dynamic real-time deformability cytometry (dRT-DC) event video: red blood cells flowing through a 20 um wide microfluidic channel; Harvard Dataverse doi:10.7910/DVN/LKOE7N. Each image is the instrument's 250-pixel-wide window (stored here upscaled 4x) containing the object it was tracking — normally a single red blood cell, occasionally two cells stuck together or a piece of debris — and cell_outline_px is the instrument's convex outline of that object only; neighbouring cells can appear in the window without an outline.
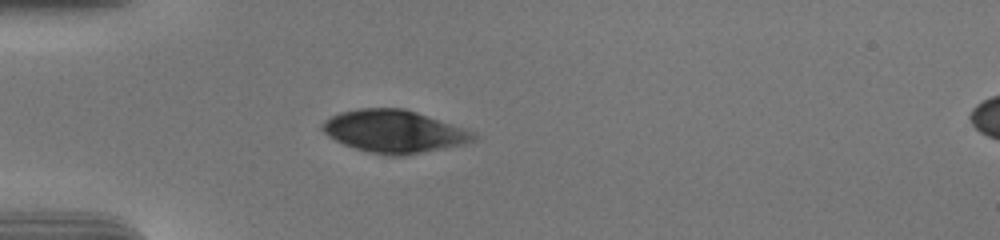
{"species": "human", "species_latin": "Homo sapiens", "temperature_condition": "cold", "stored_images_in_passage": 40, "camera_frame_rate_fps": 3000, "um_per_image_px": 0.085, "donor": {"sex": "male"}, "frame": {"image": 1, "passage_image": 1, "time_ms": 0.0, "image_size_px": [1000, 240], "cell_outline_px": [[480, 136], [476, 140], [464, 144], [404, 156], [392, 156], [368, 152], [344, 144], [328, 136], [320, 128], [320, 124], [324, 120], [340, 112], [360, 108], [404, 108], [476, 132]], "centroid_in_image_um": [33.51, 11.17], "position_along_channel_um": 51.5, "area_um2": 37.57}}
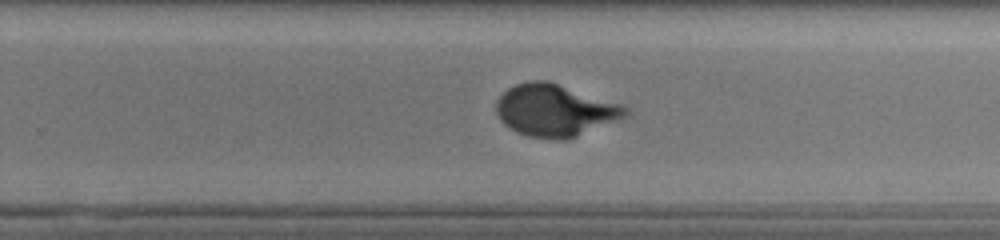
{"frame": {"image": 2, "passage_image": 21, "time_ms": 6.667, "image_size_px": [1000, 240], "cell_outline_px": [[628, 116], [576, 136], [564, 140], [528, 136], [516, 132], [508, 128], [500, 120], [496, 112], [496, 100], [508, 88], [516, 84], [528, 80], [548, 80], [624, 104], [628, 108]], "centroid_in_image_um": [47.18, 9.36], "position_along_channel_um": 282.6, "area_um2": 39.48}}
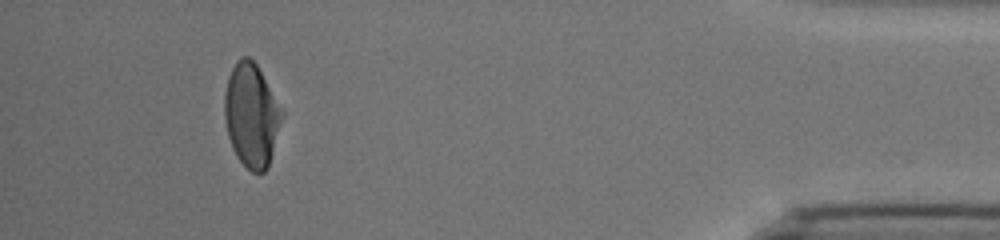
{"frame": {"image": 3, "passage_image": 36, "time_ms": 11.667, "image_size_px": [1000, 240], "cell_outline_px": [[284, 116], [268, 168], [264, 172], [252, 172], [236, 156], [232, 148], [228, 136], [224, 116], [224, 92], [228, 76], [236, 60], [240, 56], [248, 56], [256, 64], [284, 112]], "centroid_in_image_um": [21.37, 9.79], "position_along_channel_um": 413.8, "area_um2": 34.8}, "authors_computed_cell_mechanics": {"area_um2": 38.6104, "velocity_mm_per_s": 3.7197, "shape_relaxation_time_tau1_ms": 3.8019, "shape_relaxation_time_tau2_ms": null, "deformation_change_tau1": 0.1665, "deformation_change_tau2": null}}